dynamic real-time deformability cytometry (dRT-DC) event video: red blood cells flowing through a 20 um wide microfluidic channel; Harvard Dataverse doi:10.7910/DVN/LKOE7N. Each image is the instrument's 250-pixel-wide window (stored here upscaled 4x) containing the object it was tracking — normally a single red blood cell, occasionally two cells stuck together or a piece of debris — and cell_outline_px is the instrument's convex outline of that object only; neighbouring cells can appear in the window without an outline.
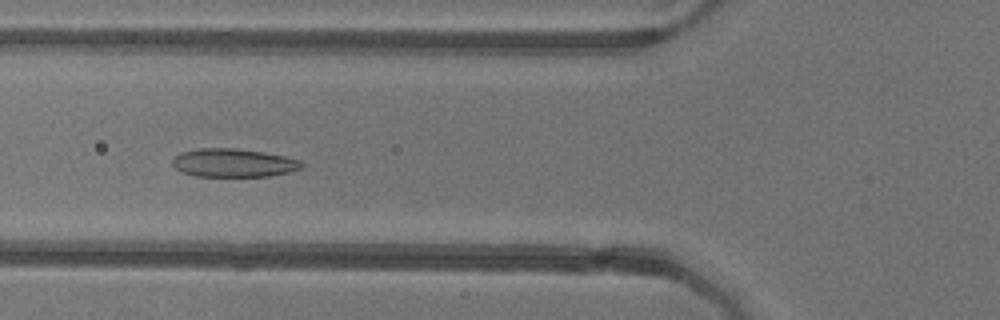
{"species": "common noctule bat (a hibernating species)", "species_latin": "Nyctalus noctula", "temperature_condition": "warm", "stored_images_in_passage": 57, "camera_frame_rate_fps": 3000, "um_per_image_px": 0.085, "animal": {"sex": "female"}, "frame": {"image": 1, "passage_image": 24, "time_ms": 7.667, "image_size_px": [1000, 320], "cell_outline_px": [[304, 164], [300, 168], [288, 172], [268, 176], [196, 176], [180, 172], [172, 164], [172, 160], [180, 152], [200, 148], [236, 148], [264, 152], [284, 156], [300, 160]], "centroid_in_image_um": [19.82, 13.84], "position_along_channel_um": 106.0, "area_um2": 21.33}}
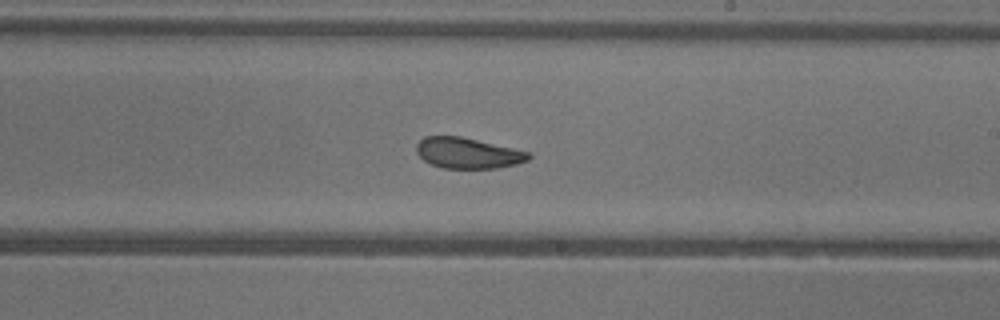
{"frame": {"image": 2, "passage_image": 35, "time_ms": 11.333, "image_size_px": [1000, 320], "cell_outline_px": [[532, 156], [528, 160], [516, 164], [496, 168], [440, 168], [424, 160], [416, 152], [416, 144], [424, 136], [460, 136], [512, 148], [528, 152]], "centroid_in_image_um": [39.73, 13.01], "position_along_channel_um": 249.3, "area_um2": 19.94}}
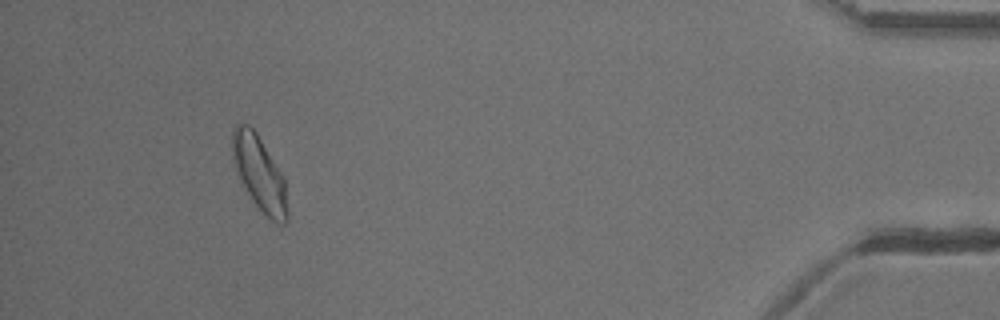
{"frame": {"image": 3, "passage_image": 53, "time_ms": 17.333, "image_size_px": [1000, 320], "cell_outline_px": [[288, 220], [284, 224], [276, 224], [264, 216], [240, 180], [236, 172], [232, 156], [232, 132], [236, 124], [248, 124], [256, 132], [284, 176], [288, 212]], "centroid_in_image_um": [22.07, 14.77], "position_along_channel_um": 413.1, "area_um2": 23.99}, "authors_computed_cell_mechanics": {"area_um2": 21.7906, "velocity_mm_per_s": 3.9017, "shape_relaxation_time_tau1_ms": 4.1564, "shape_relaxation_time_tau2_ms": 1.6923, "deformation_change_tau1": 0.1163, "deformation_change_tau2": 0.0665}}